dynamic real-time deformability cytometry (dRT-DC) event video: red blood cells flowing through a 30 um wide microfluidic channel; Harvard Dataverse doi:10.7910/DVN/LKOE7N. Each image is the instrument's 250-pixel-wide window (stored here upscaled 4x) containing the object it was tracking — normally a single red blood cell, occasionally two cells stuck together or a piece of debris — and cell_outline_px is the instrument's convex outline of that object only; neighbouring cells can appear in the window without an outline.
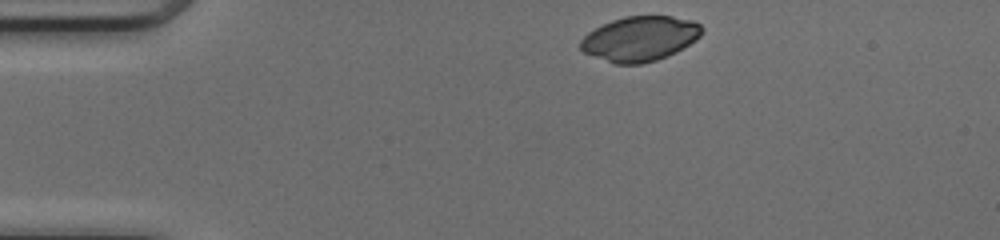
{"species": "common noctule bat (a hibernating species)", "species_latin": "Nyctalus noctula", "temperature_condition": "cold", "stored_images_in_passage": 41, "camera_frame_rate_fps": 3000, "um_per_image_px": 0.085, "animal": {"sex": "female", "body_mass_g": 17.0, "forearm_length_mm": 48.0}, "frame": {"image": 1, "passage_image": 1, "time_ms": 0.0, "image_size_px": [1000, 240], "cell_outline_px": [[704, 28], [700, 36], [696, 40], [676, 52], [656, 60], [640, 64], [616, 64], [584, 52], [580, 48], [580, 40], [588, 32], [612, 20], [624, 16], [672, 16], [692, 20], [700, 24]], "centroid_in_image_um": [54.42, 3.28], "position_along_channel_um": 30.6, "area_um2": 31.56}}
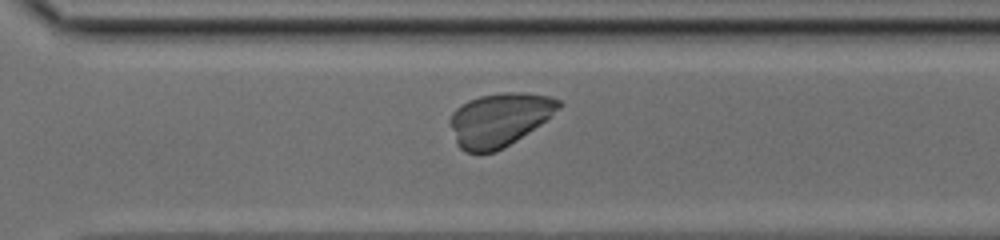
{"frame": {"image": 2, "passage_image": 27, "time_ms": 8.667, "image_size_px": [1000, 240], "cell_outline_px": [[564, 104], [560, 108], [540, 124], [504, 148], [496, 152], [464, 152], [456, 144], [452, 128], [452, 112], [460, 104], [468, 100], [480, 96], [504, 92], [524, 92], [548, 96], [560, 100]], "centroid_in_image_um": [42.46, 10.15], "position_along_channel_um": 328.1, "area_um2": 33.52}}